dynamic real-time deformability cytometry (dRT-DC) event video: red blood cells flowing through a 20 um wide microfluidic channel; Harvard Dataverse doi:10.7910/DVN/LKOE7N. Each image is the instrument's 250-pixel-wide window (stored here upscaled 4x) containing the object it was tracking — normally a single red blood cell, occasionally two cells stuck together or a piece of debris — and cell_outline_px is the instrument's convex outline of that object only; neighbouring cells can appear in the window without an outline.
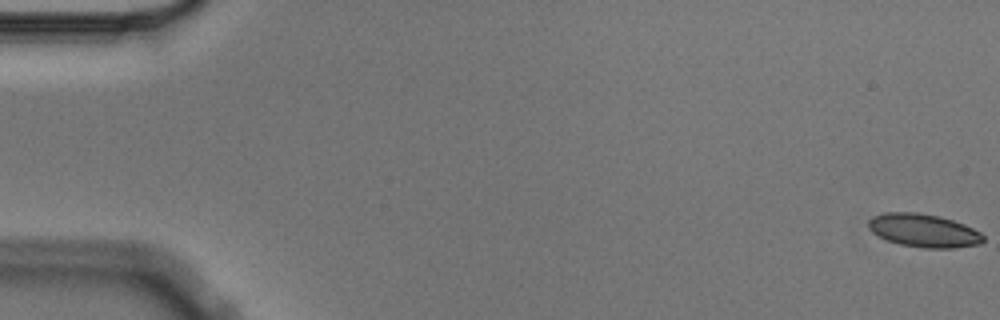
{"species": "Egyptian fruit bat (a non-hibernating species)", "species_latin": "Rousettus aegyptiacus", "temperature_condition": "cold", "stored_images_in_passage": 5, "camera_frame_rate_fps": 3000, "um_per_image_px": 0.085, "animal": {"sex": "male"}, "frame": {"image": 1, "passage_image": 1, "time_ms": 0.0, "image_size_px": [1000, 320], "cell_outline_px": [[984, 240], [980, 244], [952, 248], [924, 248], [900, 244], [876, 236], [868, 228], [868, 220], [872, 216], [884, 212], [916, 212], [940, 216], [964, 224], [980, 232], [984, 236]], "centroid_in_image_um": [78.48, 19.59], "position_along_channel_um": 6.5, "area_um2": 22.37}}